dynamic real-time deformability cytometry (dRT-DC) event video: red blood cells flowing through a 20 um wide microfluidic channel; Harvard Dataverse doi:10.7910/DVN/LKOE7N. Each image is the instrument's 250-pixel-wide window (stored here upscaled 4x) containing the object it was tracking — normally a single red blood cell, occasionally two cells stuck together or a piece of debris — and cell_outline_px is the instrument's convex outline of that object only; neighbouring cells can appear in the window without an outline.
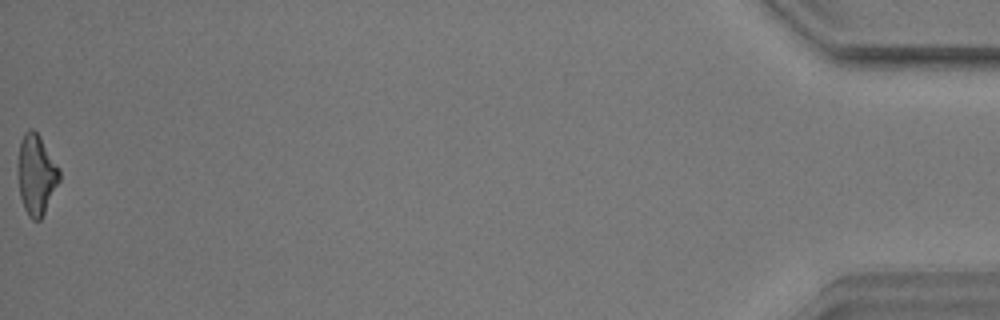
{"species": "common noctule bat (a hibernating species)", "species_latin": "Nyctalus noctula", "temperature_condition": "warm", "stored_images_in_passage": 45, "camera_frame_rate_fps": 3000, "um_per_image_px": 0.085, "animal": {"sex": "male", "body_mass_g": 17.9}, "frame": {"image": 1, "passage_image": 45, "time_ms": 14.667, "image_size_px": [1000, 320], "cell_outline_px": [[60, 180], [40, 220], [32, 220], [28, 216], [24, 208], [20, 196], [16, 172], [16, 164], [20, 140], [24, 132], [28, 128], [32, 128], [40, 136], [60, 168]], "centroid_in_image_um": [3.05, 14.8], "position_along_channel_um": 432.2, "area_um2": 19.83}, "authors_computed_cell_mechanics": {"area_um2": 19.8254, "velocity_mm_per_s": 3.5452, "shape_relaxation_time_tau1_ms": null, "shape_relaxation_time_tau2_ms": 4.9168, "deformation_change_tau1": null, "deformation_change_tau2": 0.1841}}